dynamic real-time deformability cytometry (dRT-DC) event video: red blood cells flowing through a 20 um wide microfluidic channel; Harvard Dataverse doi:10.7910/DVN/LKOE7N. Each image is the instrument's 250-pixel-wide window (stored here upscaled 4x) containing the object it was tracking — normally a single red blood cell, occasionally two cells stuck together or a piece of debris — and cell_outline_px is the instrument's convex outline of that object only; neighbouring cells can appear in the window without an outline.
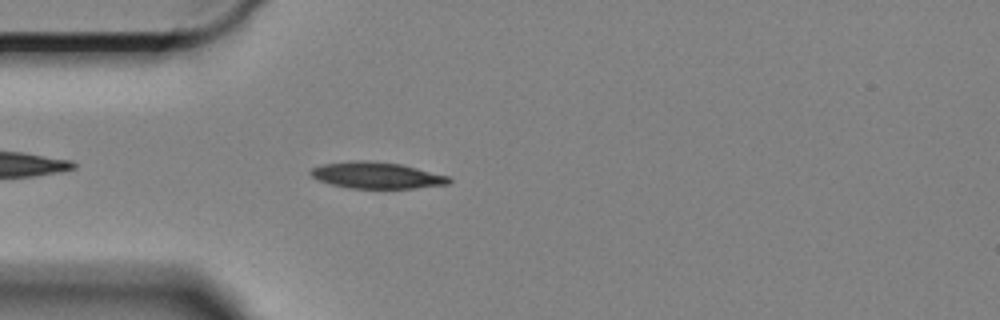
{"species": "Egyptian fruit bat (a non-hibernating species)", "species_latin": "Rousettus aegyptiacus", "temperature_condition": "cold", "stored_images_in_passage": 48, "camera_frame_rate_fps": 3000, "um_per_image_px": 0.085, "animal": {"sex": "female"}, "frame": {"image": 1, "passage_image": 4, "time_ms": 1.0, "image_size_px": [1000, 320], "cell_outline_px": [[452, 180], [448, 184], [416, 188], [348, 188], [332, 184], [320, 180], [312, 176], [308, 172], [312, 168], [324, 164], [356, 160], [364, 160], [400, 164], [448, 176]], "centroid_in_image_um": [32.01, 14.9], "position_along_channel_um": 53.0, "area_um2": 20.98}}
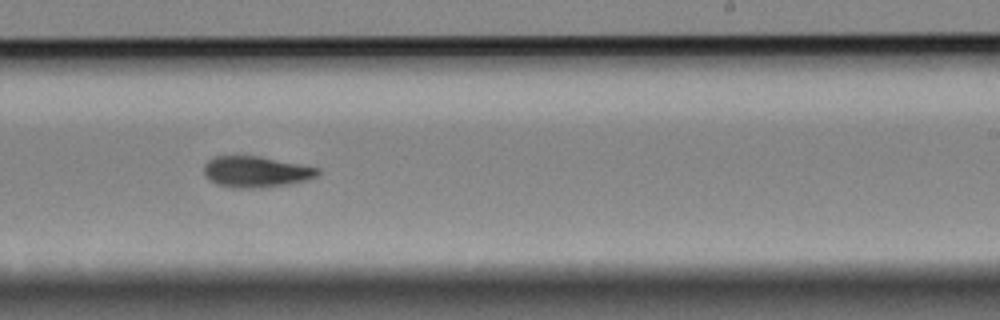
{"frame": {"image": 2, "passage_image": 24, "time_ms": 7.667, "image_size_px": [1000, 320], "cell_outline_px": [[320, 172], [316, 176], [308, 180], [288, 184], [260, 188], [232, 188], [216, 184], [204, 176], [204, 164], [212, 156], [260, 156], [320, 168]], "centroid_in_image_um": [21.74, 14.6], "position_along_channel_um": 267.3, "area_um2": 20.81}}
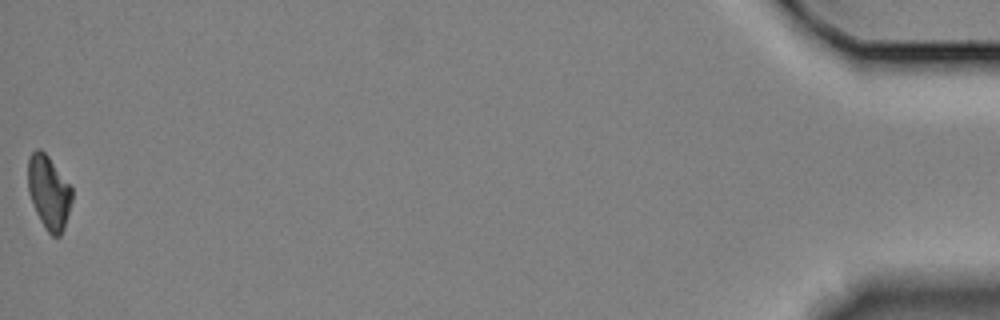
{"frame": {"image": 3, "passage_image": 48, "time_ms": 15.667, "image_size_px": [1000, 320], "cell_outline_px": [[72, 200], [64, 228], [60, 236], [52, 236], [44, 228], [36, 212], [28, 192], [28, 160], [32, 152], [36, 148], [40, 148], [48, 156], [72, 188]], "centroid_in_image_um": [4.14, 16.36], "position_along_channel_um": 431.1, "area_um2": 18.79}, "authors_computed_cell_mechanics": {"area_um2": 20.7213, "velocity_mm_per_s": 3.2859, "shape_relaxation_time_tau1_ms": 5.9109, "shape_relaxation_time_tau2_ms": null, "deformation_change_tau1": 0.1417, "deformation_change_tau2": null}}